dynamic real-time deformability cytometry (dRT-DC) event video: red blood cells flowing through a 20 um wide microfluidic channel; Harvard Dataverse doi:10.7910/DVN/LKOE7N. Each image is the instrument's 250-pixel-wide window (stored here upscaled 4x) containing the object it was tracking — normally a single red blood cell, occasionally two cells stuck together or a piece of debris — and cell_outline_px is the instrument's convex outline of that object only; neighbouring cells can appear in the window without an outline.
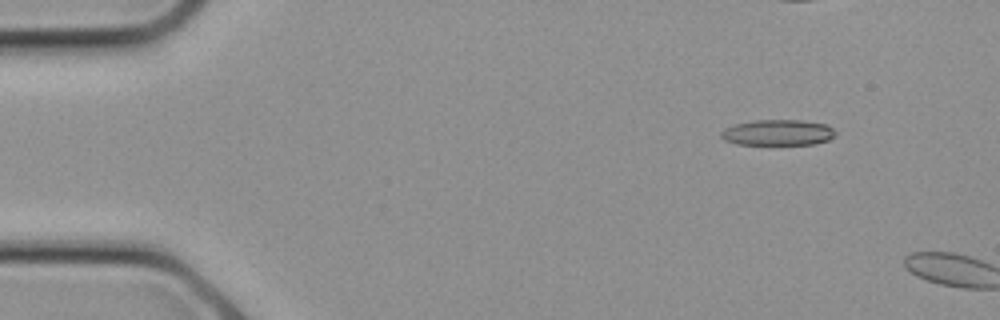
{"species": "common noctule bat (a hibernating species)", "species_latin": "Nyctalus noctula", "temperature_condition": "cold", "stored_images_in_passage": 6, "camera_frame_rate_fps": 3000, "um_per_image_px": 0.085, "animal": {"sex": "female", "body_mass_g": 21.9}, "frame": {"image": 1, "passage_image": 3, "time_ms": 0.667, "image_size_px": [1000, 320], "cell_outline_px": [[836, 136], [828, 140], [816, 144], [736, 144], [724, 140], [720, 136], [720, 132], [724, 128], [736, 124], [752, 120], [800, 120], [828, 124], [836, 132]], "centroid_in_image_um": [66.13, 11.26], "position_along_channel_um": 18.9, "area_um2": 17.34}}